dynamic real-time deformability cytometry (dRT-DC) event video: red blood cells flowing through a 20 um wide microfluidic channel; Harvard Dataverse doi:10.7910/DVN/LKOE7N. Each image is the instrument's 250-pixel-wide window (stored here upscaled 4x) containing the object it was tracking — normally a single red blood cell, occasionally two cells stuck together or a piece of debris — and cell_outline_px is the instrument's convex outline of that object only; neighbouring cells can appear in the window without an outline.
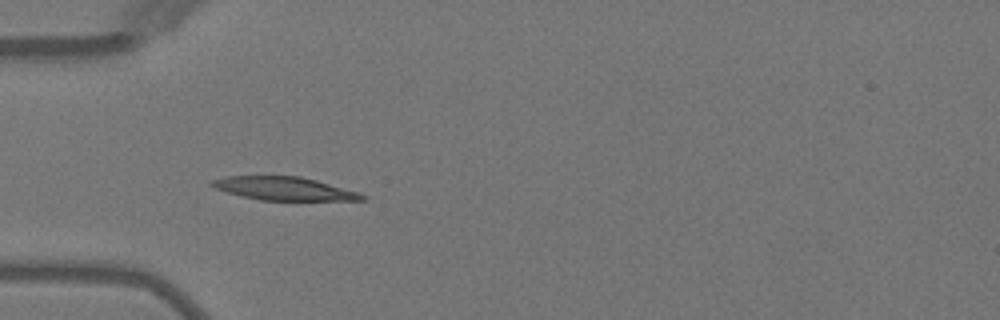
{"species": "Egyptian fruit bat (a non-hibernating species)", "species_latin": "Rousettus aegyptiacus", "temperature_condition": "warm", "stored_images_in_passage": 8, "camera_frame_rate_fps": 3000, "um_per_image_px": 0.085, "animal": {"sex": "female"}, "frame": {"image": 1, "passage_image": 6, "time_ms": 6.0, "image_size_px": [1000, 320], "cell_outline_px": [[368, 200], [260, 200], [228, 192], [216, 188], [208, 184], [212, 180], [224, 176], [300, 176], [316, 180], [360, 192], [368, 196]], "centroid_in_image_um": [24.2, 16.02], "position_along_channel_um": 60.8, "area_um2": 20.35}}
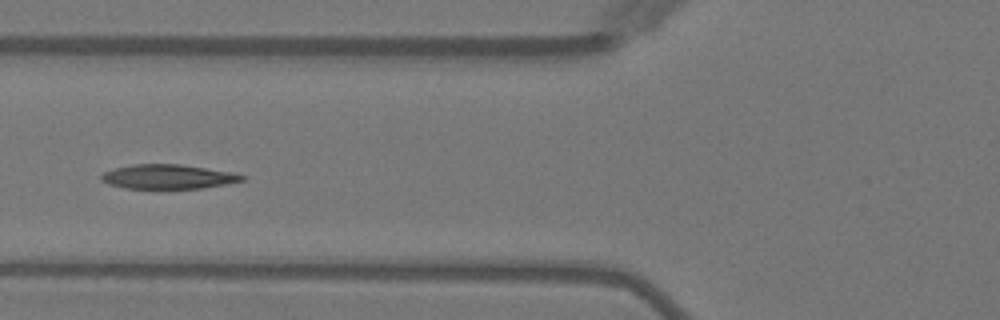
{"frame": {"image": 2, "passage_image": 7, "time_ms": 7.333, "image_size_px": [1000, 320], "cell_outline_px": [[248, 176], [244, 180], [224, 184], [200, 188], [124, 188], [108, 184], [100, 180], [100, 176], [104, 172], [116, 168], [132, 164], [180, 164], [232, 172]], "centroid_in_image_um": [14.27, 15.01], "position_along_channel_um": 111.5, "area_um2": 19.88}}
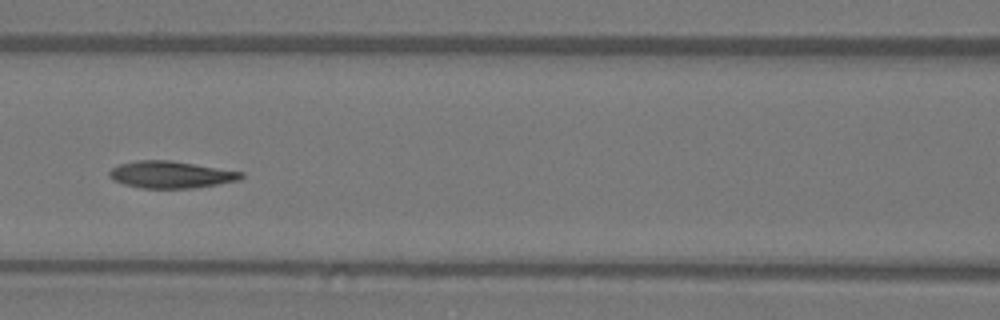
{"frame": {"image": 3, "passage_image": 8, "time_ms": 8.333, "image_size_px": [1000, 320], "cell_outline_px": [[244, 176], [240, 180], [192, 188], [140, 188], [124, 184], [112, 180], [108, 176], [108, 172], [112, 168], [120, 164], [136, 160], [172, 160], [244, 172]], "centroid_in_image_um": [14.51, 14.84], "position_along_channel_um": 152.1, "area_um2": 20.81}}